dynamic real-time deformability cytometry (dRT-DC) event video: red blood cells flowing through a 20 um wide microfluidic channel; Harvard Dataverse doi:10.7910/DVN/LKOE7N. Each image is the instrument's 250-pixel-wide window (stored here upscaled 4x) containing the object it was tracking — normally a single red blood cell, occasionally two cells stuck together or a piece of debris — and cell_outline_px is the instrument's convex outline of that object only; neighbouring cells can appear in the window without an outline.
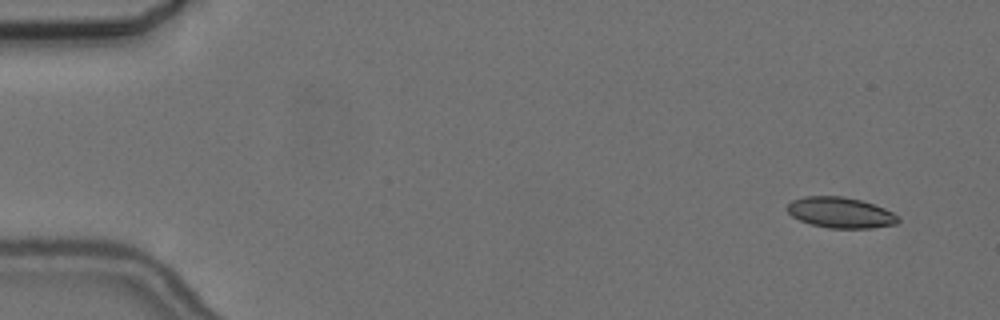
{"species": "common noctule bat (a hibernating species)", "species_latin": "Nyctalus noctula", "temperature_condition": "cold", "stored_images_in_passage": 5, "camera_frame_rate_fps": 3000, "um_per_image_px": 0.085, "animal": {"sex": "female", "body_mass_g": 24.6, "forearm_length_mm": 56.2}, "frame": {"image": 1, "passage_image": 1, "time_ms": 0.0, "image_size_px": [1000, 320], "cell_outline_px": [[900, 220], [896, 224], [872, 228], [828, 228], [812, 224], [800, 220], [792, 216], [788, 212], [788, 204], [792, 200], [804, 196], [844, 196], [860, 200], [884, 208], [900, 216]], "centroid_in_image_um": [71.46, 18.07], "position_along_channel_um": 13.5, "area_um2": 19.83}}
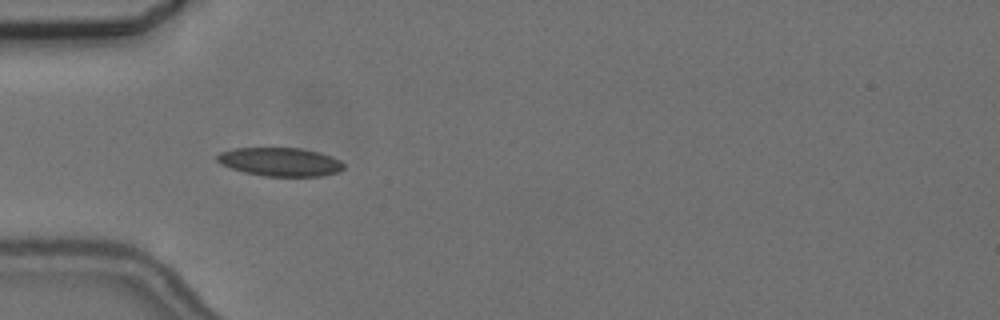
{"frame": {"image": 2, "passage_image": 5, "time_ms": 4.667, "image_size_px": [1000, 320], "cell_outline_px": [[344, 168], [340, 172], [320, 176], [264, 176], [244, 172], [220, 164], [216, 160], [216, 156], [220, 152], [236, 148], [300, 148], [320, 152], [332, 156], [340, 160], [344, 164]], "centroid_in_image_um": [23.83, 13.76], "position_along_channel_um": 61.2, "area_um2": 21.15}}